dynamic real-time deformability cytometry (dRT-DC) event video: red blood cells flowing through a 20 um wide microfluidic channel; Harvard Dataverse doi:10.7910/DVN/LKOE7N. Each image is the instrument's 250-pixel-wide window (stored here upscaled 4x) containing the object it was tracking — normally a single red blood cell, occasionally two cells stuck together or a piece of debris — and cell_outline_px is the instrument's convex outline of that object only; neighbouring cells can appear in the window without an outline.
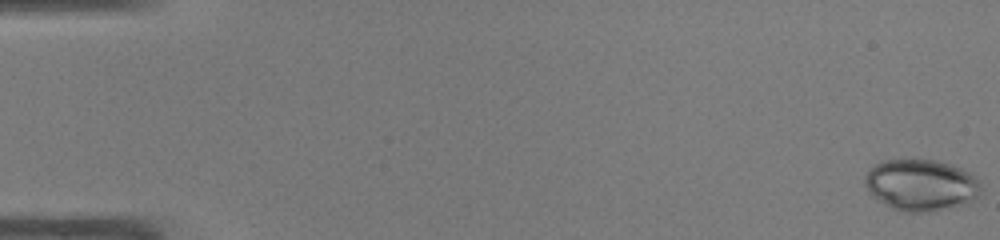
{"species": "common noctule bat (a hibernating species)", "species_latin": "Nyctalus noctula", "temperature_condition": "warm", "stored_images_in_passage": 49, "camera_frame_rate_fps": 3000, "um_per_image_px": 0.085, "animal": {"sex": "male", "body_mass_g": 19.0, "forearm_length_mm": 50.8}, "frame": {"image": 1, "passage_image": 1, "time_ms": 0.0, "image_size_px": [1000, 240], "cell_outline_px": [[980, 192], [968, 204], [928, 212], [904, 212], [892, 208], [872, 196], [868, 192], [864, 184], [864, 176], [868, 168], [872, 164], [880, 160], [912, 156], [936, 160], [952, 164], [976, 176], [980, 184]], "centroid_in_image_um": [78.22, 15.67], "position_along_channel_um": 6.8, "area_um2": 36.01}}
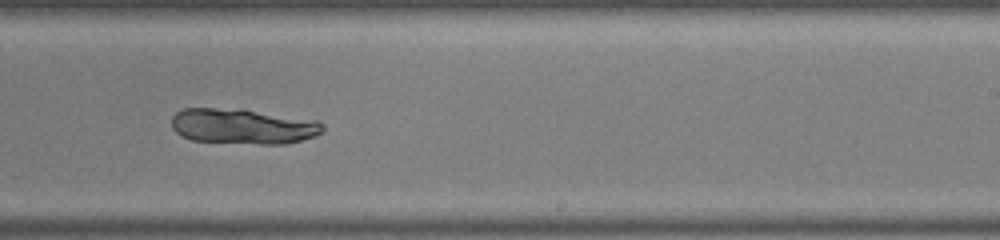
{"frame": {"image": 2, "passage_image": 31, "time_ms": 10.0, "image_size_px": [1000, 240], "cell_outline_px": [[324, 132], [288, 144], [260, 144], [192, 140], [180, 136], [172, 128], [172, 116], [176, 112], [184, 108], [212, 108], [252, 112], [316, 120], [324, 124]], "centroid_in_image_um": [20.61, 10.76], "position_along_channel_um": 268.4, "area_um2": 30.4}}
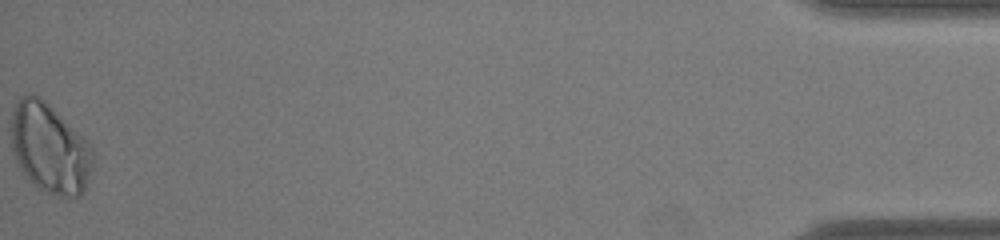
{"frame": {"image": 3, "passage_image": 49, "time_ms": 16.0, "image_size_px": [1000, 240], "cell_outline_px": [[92, 164], [84, 188], [80, 196], [56, 196], [40, 188], [28, 180], [16, 160], [12, 148], [12, 108], [20, 96], [40, 96], [92, 148]], "centroid_in_image_um": [4.18, 12.62], "position_along_channel_um": 431.0, "area_um2": 41.44}}